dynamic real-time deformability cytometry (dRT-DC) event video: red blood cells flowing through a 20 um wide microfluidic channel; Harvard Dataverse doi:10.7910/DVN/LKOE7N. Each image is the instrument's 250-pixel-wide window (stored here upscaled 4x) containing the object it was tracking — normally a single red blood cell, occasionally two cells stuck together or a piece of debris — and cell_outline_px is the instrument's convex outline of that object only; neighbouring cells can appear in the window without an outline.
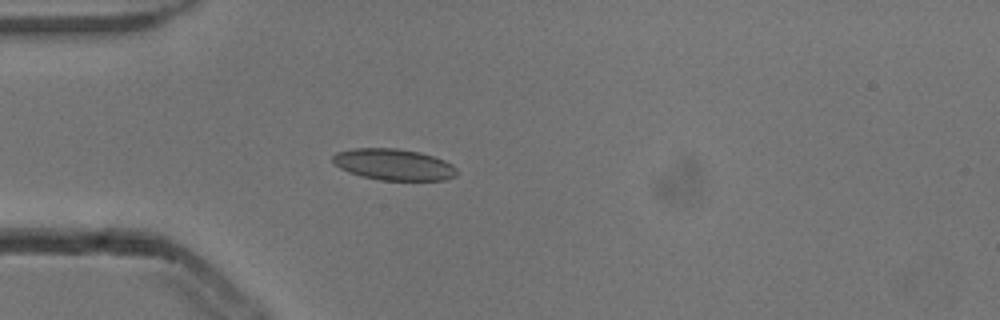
{"species": "common noctule bat (a hibernating species)", "species_latin": "Nyctalus noctula", "temperature_condition": "cold", "stored_images_in_passage": 2, "camera_frame_rate_fps": 3000, "um_per_image_px": 0.085, "animal": {"sex": "male", "body_mass_g": 13.3}, "frame": {"image": 1, "passage_image": 2, "time_ms": 0.333, "image_size_px": [1000, 320], "cell_outline_px": [[456, 176], [444, 180], [380, 180], [360, 176], [348, 172], [340, 168], [332, 160], [332, 156], [336, 152], [352, 148], [396, 148], [420, 152], [444, 160], [452, 164], [456, 168]], "centroid_in_image_um": [33.44, 13.98], "position_along_channel_um": 51.6, "area_um2": 22.72}}